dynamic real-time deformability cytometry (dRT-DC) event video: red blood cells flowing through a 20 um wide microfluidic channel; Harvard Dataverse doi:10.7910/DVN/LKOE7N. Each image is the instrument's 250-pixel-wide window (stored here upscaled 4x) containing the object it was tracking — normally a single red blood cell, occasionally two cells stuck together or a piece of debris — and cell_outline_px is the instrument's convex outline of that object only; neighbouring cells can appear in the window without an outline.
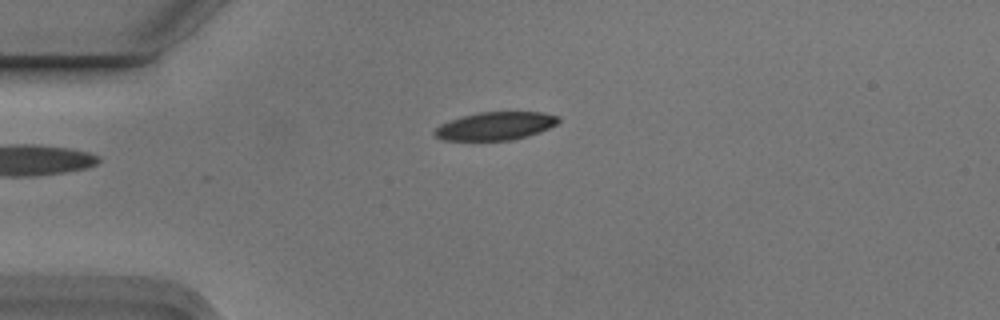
{"species": "Egyptian fruit bat (a non-hibernating species)", "species_latin": "Rousettus aegyptiacus", "temperature_condition": "cold", "stored_images_in_passage": 4, "camera_frame_rate_fps": 3000, "um_per_image_px": 0.085, "animal": {"sex": "male"}, "frame": {"image": 1, "passage_image": 4, "time_ms": 1.0, "image_size_px": [1000, 320], "cell_outline_px": [[560, 120], [556, 124], [548, 128], [512, 140], [444, 140], [436, 136], [432, 132], [440, 124], [464, 116], [480, 112], [544, 112], [560, 116]], "centroid_in_image_um": [42.11, 10.7], "position_along_channel_um": 42.9, "area_um2": 19.94}}